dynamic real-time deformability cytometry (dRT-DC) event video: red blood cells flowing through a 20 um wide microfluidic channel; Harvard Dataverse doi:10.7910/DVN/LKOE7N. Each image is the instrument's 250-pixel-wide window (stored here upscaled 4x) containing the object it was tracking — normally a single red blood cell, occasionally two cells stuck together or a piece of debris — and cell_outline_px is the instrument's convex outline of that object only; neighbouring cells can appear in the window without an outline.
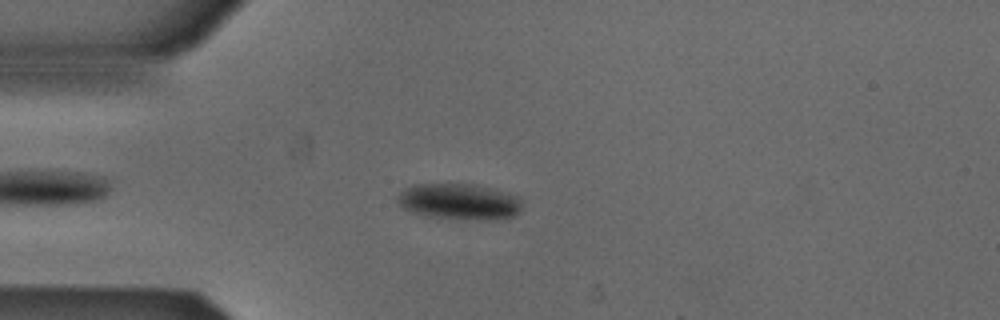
{"species": "Egyptian fruit bat (a non-hibernating species)", "species_latin": "Rousettus aegyptiacus", "temperature_condition": "cold", "stored_images_in_passage": 4, "camera_frame_rate_fps": 3000, "um_per_image_px": 0.085, "animal": {"sex": "male"}, "frame": {"image": 1, "passage_image": 4, "time_ms": 1.0, "image_size_px": [1000, 320], "cell_outline_px": [[520, 212], [508, 220], [460, 220], [424, 216], [400, 208], [396, 200], [400, 192], [404, 188], [416, 184], [472, 184], [488, 188], [516, 196], [520, 200]], "centroid_in_image_um": [38.99, 17.18], "position_along_channel_um": 46.0, "area_um2": 26.59}}